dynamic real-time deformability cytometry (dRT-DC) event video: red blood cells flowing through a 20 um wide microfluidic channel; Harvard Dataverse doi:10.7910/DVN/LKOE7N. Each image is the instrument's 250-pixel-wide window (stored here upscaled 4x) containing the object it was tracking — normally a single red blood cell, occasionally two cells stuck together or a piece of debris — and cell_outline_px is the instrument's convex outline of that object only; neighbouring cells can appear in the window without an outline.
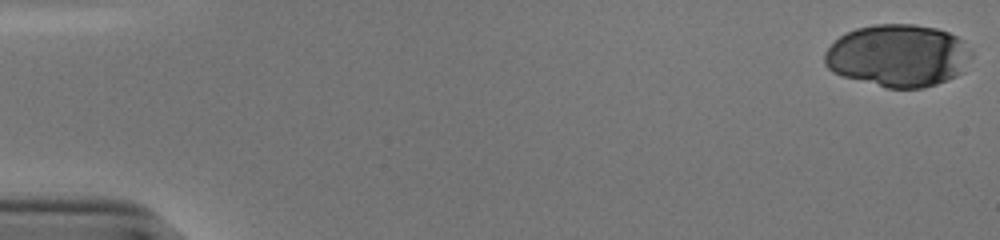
{"species": "human", "species_latin": "Homo sapiens", "temperature_condition": "cold", "stored_images_in_passage": 21, "camera_frame_rate_fps": 3000, "um_per_image_px": 0.085, "donor": {"sex": "male"}, "frame": {"image": 1, "passage_image": 1, "time_ms": 0.0, "image_size_px": [1000, 240], "cell_outline_px": [[972, 56], [964, 72], [948, 80], [924, 88], [884, 88], [844, 76], [832, 72], [824, 64], [824, 52], [840, 36], [856, 28], [876, 24], [916, 24], [936, 28], [948, 32], [964, 40], [972, 52]], "centroid_in_image_um": [76.37, 4.73], "position_along_channel_um": 8.6, "area_um2": 53.87}}
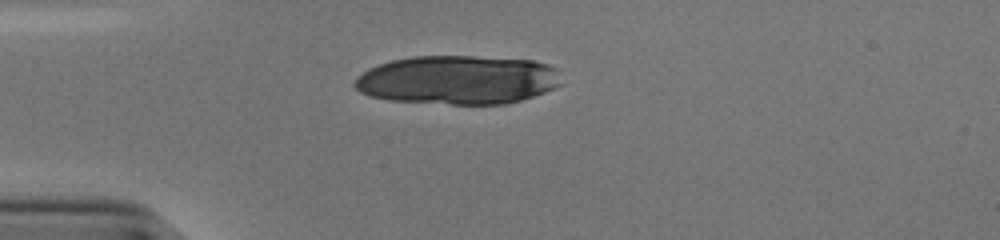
{"frame": {"image": 2, "passage_image": 15, "time_ms": 4.667, "image_size_px": [1000, 240], "cell_outline_px": [[564, 84], [556, 88], [520, 100], [504, 104], [452, 104], [388, 100], [372, 96], [360, 92], [352, 84], [356, 76], [368, 68], [392, 60], [412, 56], [472, 56], [532, 60], [548, 64], [556, 68]], "centroid_in_image_um": [38.92, 6.78], "position_along_channel_um": 46.1, "area_um2": 59.19}}